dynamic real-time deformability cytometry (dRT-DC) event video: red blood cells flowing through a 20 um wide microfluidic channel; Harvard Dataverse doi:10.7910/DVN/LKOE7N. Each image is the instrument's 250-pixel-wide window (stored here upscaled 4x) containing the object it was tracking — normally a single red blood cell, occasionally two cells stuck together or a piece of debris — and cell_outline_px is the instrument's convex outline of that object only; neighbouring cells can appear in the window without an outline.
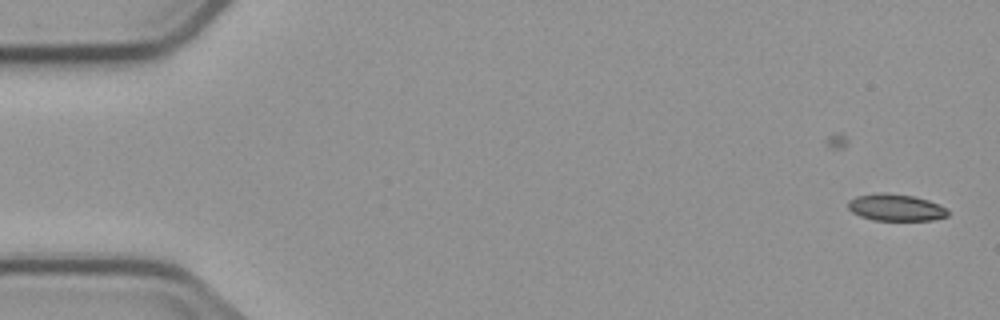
{"species": "common noctule bat (a hibernating species)", "species_latin": "Nyctalus noctula", "temperature_condition": "cold", "stored_images_in_passage": 6, "camera_frame_rate_fps": 3000, "um_per_image_px": 0.085, "animal": {"sex": "male", "body_mass_g": 23.1, "forearm_length_mm": 52.7}, "frame": {"image": 1, "passage_image": 2, "time_ms": 1.333, "image_size_px": [1000, 320], "cell_outline_px": [[948, 216], [932, 220], [872, 220], [860, 216], [852, 212], [848, 208], [848, 200], [856, 196], [880, 192], [884, 192], [912, 196], [928, 200], [944, 208], [948, 212]], "centroid_in_image_um": [76.09, 17.63], "position_along_channel_um": 8.9, "area_um2": 15.49}}
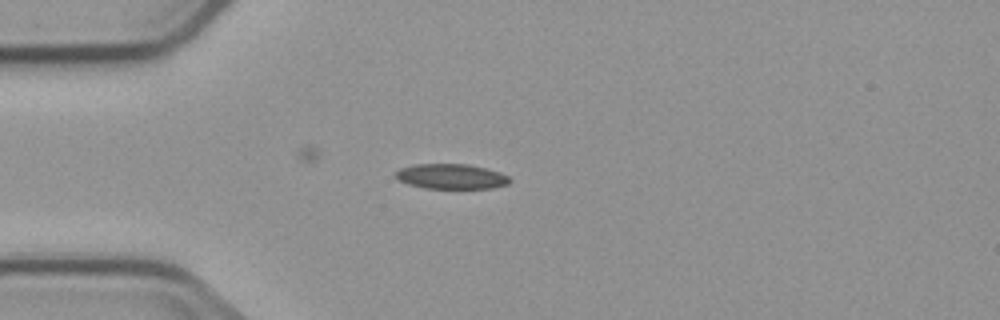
{"frame": {"image": 2, "passage_image": 5, "time_ms": 5.667, "image_size_px": [1000, 320], "cell_outline_px": [[512, 180], [508, 184], [492, 188], [424, 188], [408, 184], [400, 180], [396, 176], [396, 172], [400, 168], [416, 164], [468, 164], [484, 168], [508, 176]], "centroid_in_image_um": [38.35, 15.0], "position_along_channel_um": 46.6, "area_um2": 16.42}}